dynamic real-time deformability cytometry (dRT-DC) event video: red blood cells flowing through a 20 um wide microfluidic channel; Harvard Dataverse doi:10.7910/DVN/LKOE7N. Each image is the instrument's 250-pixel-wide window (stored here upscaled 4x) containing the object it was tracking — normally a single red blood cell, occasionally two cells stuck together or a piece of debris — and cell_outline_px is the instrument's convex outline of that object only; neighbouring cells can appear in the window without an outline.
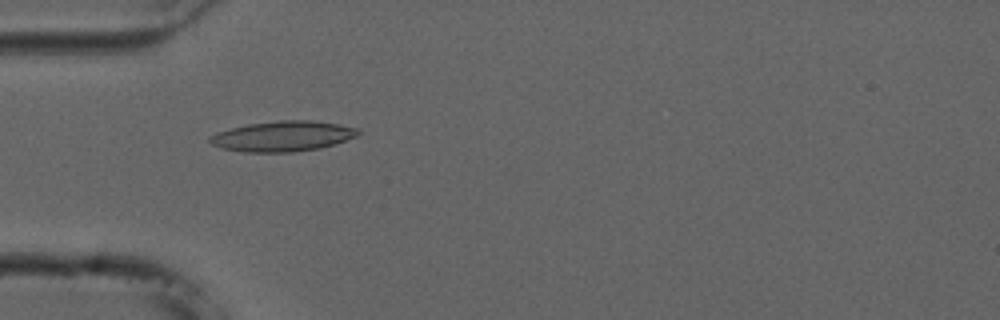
{"species": "common noctule bat (a hibernating species)", "species_latin": "Nyctalus noctula", "temperature_condition": "cold", "stored_images_in_passage": 12, "camera_frame_rate_fps": 3000, "um_per_image_px": 0.085, "animal": {"sex": "male", "forearm_length_mm": 52.5}, "frame": {"image": 1, "passage_image": 5, "time_ms": 1.333, "image_size_px": [1000, 320], "cell_outline_px": [[360, 132], [356, 136], [320, 148], [292, 152], [244, 152], [220, 148], [212, 144], [208, 140], [208, 136], [232, 128], [248, 124], [280, 120], [312, 120], [360, 128]], "centroid_in_image_um": [24.01, 11.58], "position_along_channel_um": 61.0, "area_um2": 26.01}}
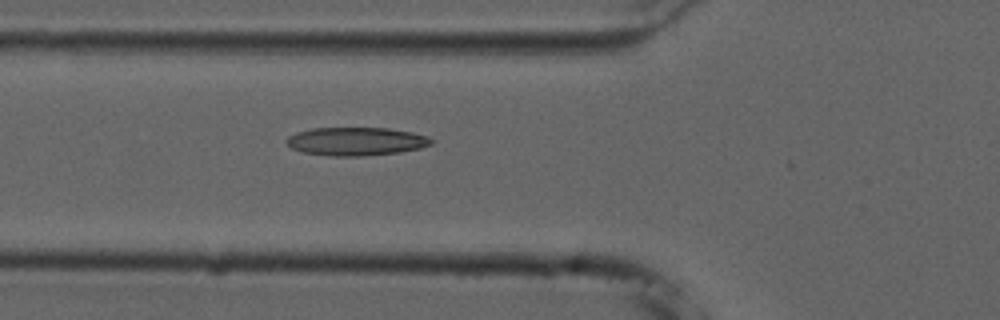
{"frame": {"image": 2, "passage_image": 8, "time_ms": 2.333, "image_size_px": [1000, 320], "cell_outline_px": [[432, 144], [420, 148], [400, 152], [360, 156], [332, 156], [304, 152], [292, 148], [284, 140], [288, 136], [296, 132], [312, 128], [388, 128], [412, 132], [428, 136], [432, 140]], "centroid_in_image_um": [30.26, 12.01], "position_along_channel_um": 95.5, "area_um2": 23.81}}
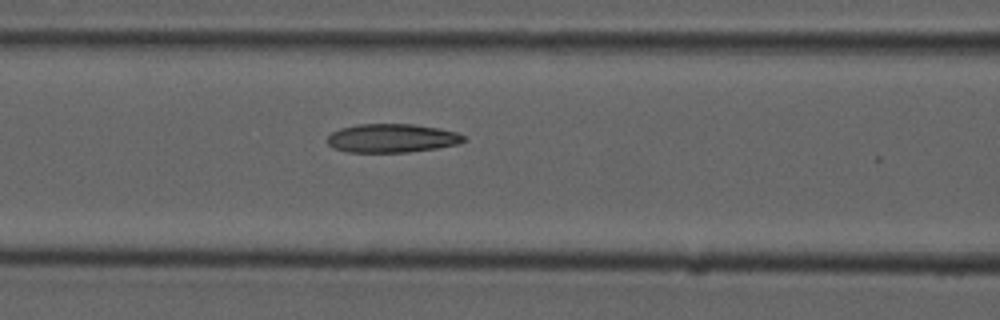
{"frame": {"image": 3, "passage_image": 11, "time_ms": 3.333, "image_size_px": [1000, 320], "cell_outline_px": [[464, 140], [456, 144], [436, 148], [408, 152], [348, 152], [332, 148], [328, 144], [328, 136], [332, 132], [340, 128], [356, 124], [412, 124], [436, 128], [456, 132], [464, 136]], "centroid_in_image_um": [33.25, 11.74], "position_along_channel_um": 133.4, "area_um2": 22.6}}